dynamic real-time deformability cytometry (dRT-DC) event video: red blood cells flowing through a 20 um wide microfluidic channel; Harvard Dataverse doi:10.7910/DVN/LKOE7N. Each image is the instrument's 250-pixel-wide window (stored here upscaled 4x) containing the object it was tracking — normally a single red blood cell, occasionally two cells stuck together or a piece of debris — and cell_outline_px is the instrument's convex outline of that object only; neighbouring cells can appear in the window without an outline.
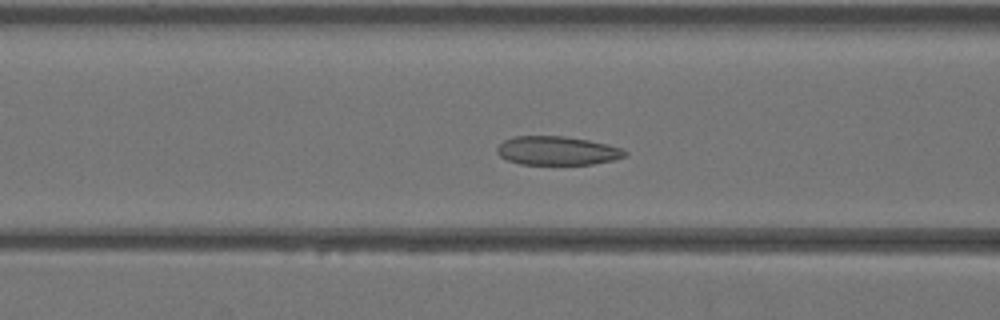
{"species": "Egyptian fruit bat (a non-hibernating species)", "species_latin": "Rousettus aegyptiacus", "temperature_condition": "warm", "stored_images_in_passage": 45, "camera_frame_rate_fps": 3000, "um_per_image_px": 0.085, "animal": {"sex": "female"}, "frame": {"image": 1, "passage_image": 18, "time_ms": 5.667, "image_size_px": [1000, 320], "cell_outline_px": [[628, 152], [624, 156], [612, 160], [592, 164], [520, 164], [508, 160], [500, 156], [496, 152], [496, 148], [504, 140], [512, 136], [564, 136], [588, 140], [608, 144], [620, 148]], "centroid_in_image_um": [47.32, 12.8], "position_along_channel_um": 119.3, "area_um2": 21.33}}
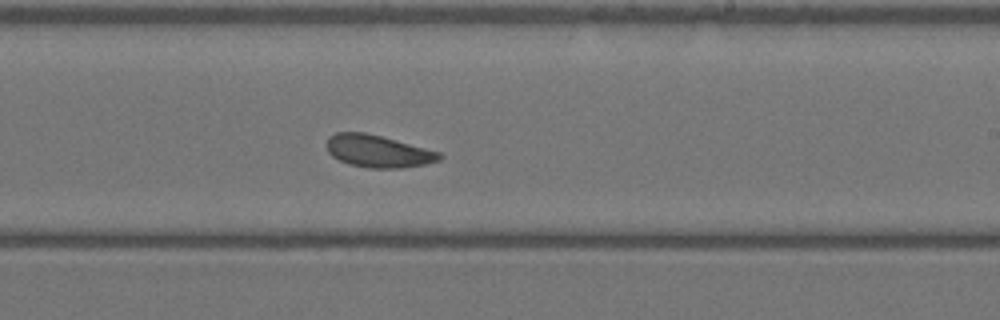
{"frame": {"image": 2, "passage_image": 27, "time_ms": 8.667, "image_size_px": [1000, 320], "cell_outline_px": [[444, 156], [440, 160], [424, 164], [400, 168], [368, 168], [348, 164], [332, 156], [328, 152], [324, 144], [328, 136], [336, 132], [364, 132], [380, 136], [440, 152]], "centroid_in_image_um": [32.08, 12.85], "position_along_channel_um": 256.9, "area_um2": 21.27}}
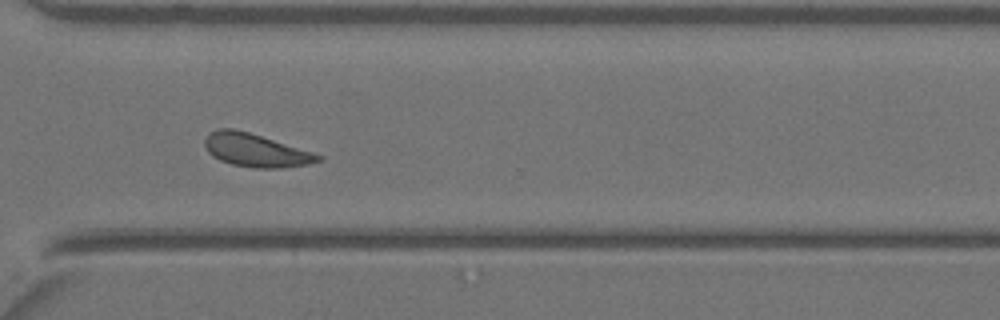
{"frame": {"image": 3, "passage_image": 33, "time_ms": 10.667, "image_size_px": [1000, 320], "cell_outline_px": [[324, 156], [320, 160], [308, 164], [284, 168], [256, 168], [232, 164], [220, 160], [212, 156], [208, 152], [204, 144], [204, 140], [212, 132], [220, 128], [232, 128], [248, 132], [312, 152]], "centroid_in_image_um": [21.72, 12.78], "position_along_channel_um": 348.9, "area_um2": 21.56}}